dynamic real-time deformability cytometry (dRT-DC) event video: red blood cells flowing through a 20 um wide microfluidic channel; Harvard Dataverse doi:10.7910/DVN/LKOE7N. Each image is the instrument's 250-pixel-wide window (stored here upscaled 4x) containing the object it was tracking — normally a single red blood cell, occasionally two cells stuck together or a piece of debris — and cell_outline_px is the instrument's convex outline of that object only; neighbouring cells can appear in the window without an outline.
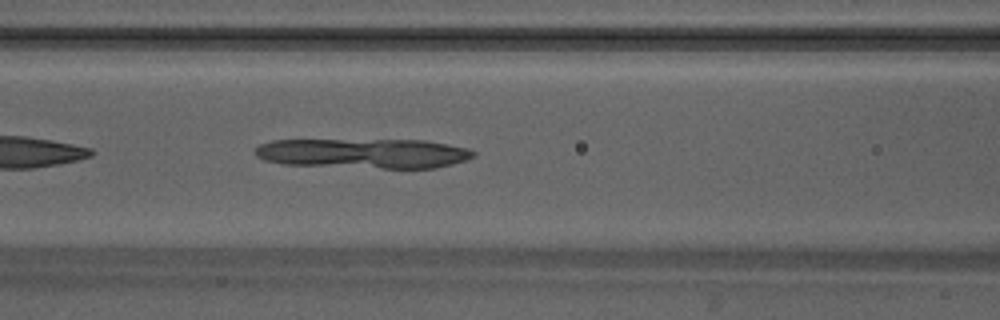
{"species": "Egyptian fruit bat (a non-hibernating species)", "species_latin": "Rousettus aegyptiacus", "temperature_condition": "warm", "stored_images_in_passage": 49, "camera_frame_rate_fps": 3000, "um_per_image_px": 0.085, "animal": {"sex": "male"}, "frame": {"image": 1, "passage_image": 21, "time_ms": 6.667, "image_size_px": [1000, 320], "cell_outline_px": [[476, 156], [468, 160], [436, 168], [380, 168], [284, 164], [264, 160], [256, 156], [252, 152], [260, 144], [272, 140], [424, 140], [448, 144], [468, 148], [476, 152]], "centroid_in_image_um": [30.93, 13.03], "position_along_channel_um": 135.7, "area_um2": 38.15}}